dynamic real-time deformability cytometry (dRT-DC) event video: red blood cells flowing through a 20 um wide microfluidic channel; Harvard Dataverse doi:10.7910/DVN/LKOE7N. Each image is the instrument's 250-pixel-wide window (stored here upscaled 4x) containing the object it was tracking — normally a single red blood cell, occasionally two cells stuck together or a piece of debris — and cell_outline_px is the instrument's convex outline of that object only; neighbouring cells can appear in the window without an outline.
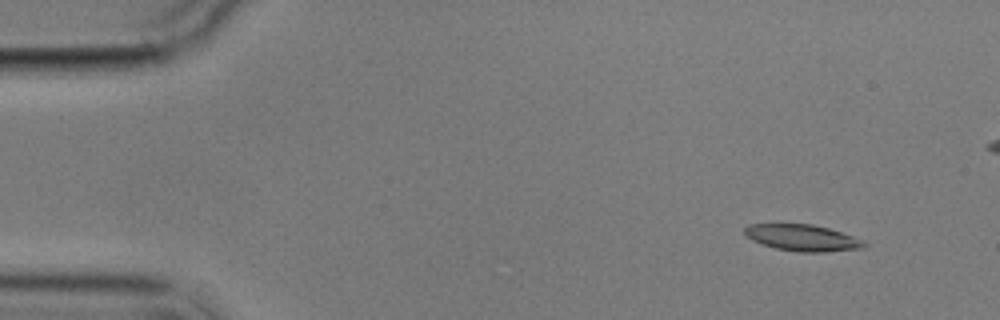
{"species": "common noctule bat (a hibernating species)", "species_latin": "Nyctalus noctula", "temperature_condition": "cold", "stored_images_in_passage": 15, "camera_frame_rate_fps": 3000, "um_per_image_px": 0.085, "animal": {"sex": "male", "body_mass_g": 17.9}, "frame": {"image": 1, "passage_image": 2, "time_ms": 1.333, "image_size_px": [1000, 320], "cell_outline_px": [[868, 244], [864, 248], [828, 252], [800, 252], [776, 248], [752, 240], [744, 232], [744, 228], [748, 224], [812, 224], [828, 228], [864, 240]], "centroid_in_image_um": [68.25, 20.21], "position_along_channel_um": 16.8, "area_um2": 18.32}}
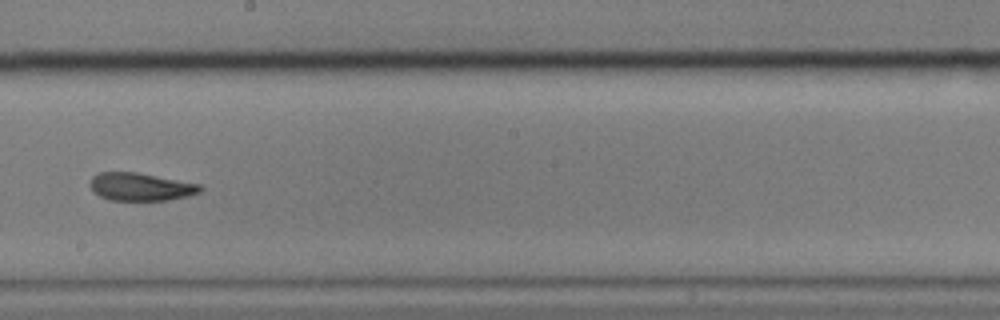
{"frame": {"image": 2, "passage_image": 9, "time_ms": 10.333, "image_size_px": [1000, 320], "cell_outline_px": [[204, 188], [200, 192], [188, 196], [168, 200], [112, 200], [100, 196], [92, 192], [88, 184], [92, 176], [100, 172], [136, 172], [200, 184]], "centroid_in_image_um": [11.93, 15.87], "position_along_channel_um": 236.3, "area_um2": 17.98}}
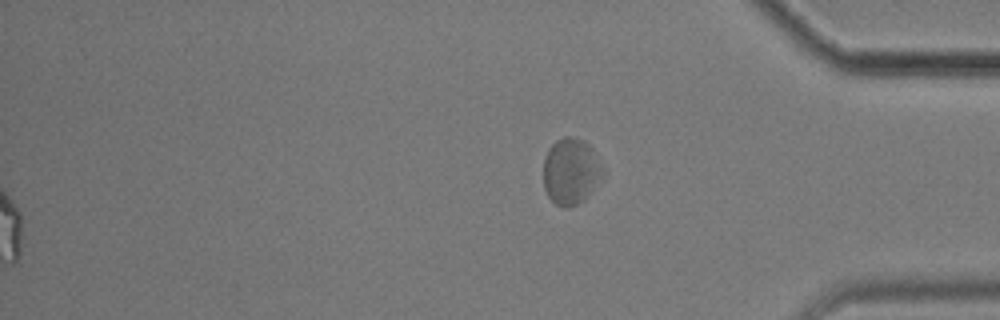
{"frame": {"image": 3, "passage_image": 15, "time_ms": 19.0, "image_size_px": [1000, 320], "cell_outline_px": [[604, 172], [584, 200], [568, 208], [564, 208], [556, 204], [548, 196], [544, 188], [544, 156], [548, 148], [556, 140], [564, 136], [572, 136], [584, 140], [592, 148], [604, 168]], "centroid_in_image_um": [48.5, 14.53], "position_along_channel_um": 386.7, "area_um2": 22.95}, "authors_computed_cell_mechanics": {"area_um2": 18.7272, "velocity_mm_per_s": 3.5167, "shape_relaxation_time_tau1_ms": 4.2765, "shape_relaxation_time_tau2_ms": 2.9158, "deformation_change_tau1": 0.1239, "deformation_change_tau2": 0.0756}}